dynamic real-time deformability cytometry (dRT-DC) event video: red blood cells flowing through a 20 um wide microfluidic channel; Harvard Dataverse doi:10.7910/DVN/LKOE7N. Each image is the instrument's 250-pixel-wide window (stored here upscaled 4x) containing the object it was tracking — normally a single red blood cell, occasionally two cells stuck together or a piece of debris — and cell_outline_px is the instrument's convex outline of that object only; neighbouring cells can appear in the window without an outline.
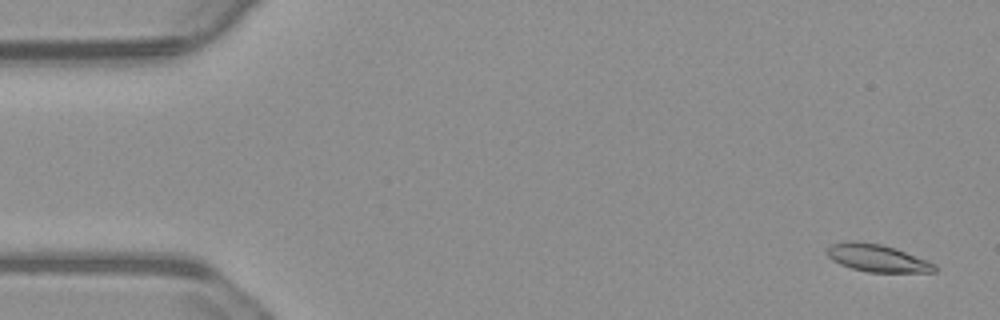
{"species": "common noctule bat (a hibernating species)", "species_latin": "Nyctalus noctula", "temperature_condition": "warm", "stored_images_in_passage": 55, "camera_frame_rate_fps": 3000, "um_per_image_px": 0.085, "animal": {"sex": "male", "body_mass_g": 23.1, "forearm_length_mm": 52.7}, "frame": {"image": 1, "passage_image": 2, "time_ms": 0.333, "image_size_px": [1000, 320], "cell_outline_px": [[936, 272], [868, 272], [852, 268], [840, 264], [832, 260], [824, 252], [832, 244], [848, 240], [856, 240], [880, 244], [896, 248], [936, 264]], "centroid_in_image_um": [74.54, 21.92], "position_along_channel_um": 10.5, "area_um2": 17.28}}
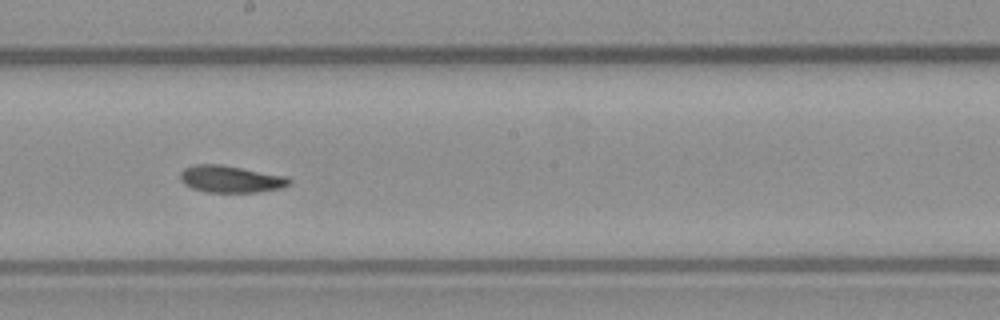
{"frame": {"image": 2, "passage_image": 30, "time_ms": 9.667, "image_size_px": [1000, 320], "cell_outline_px": [[292, 180], [288, 184], [280, 188], [256, 192], [204, 192], [192, 188], [184, 184], [180, 180], [180, 172], [184, 168], [192, 164], [220, 164], [288, 176]], "centroid_in_image_um": [19.57, 15.21], "position_along_channel_um": 228.6, "area_um2": 17.22}}
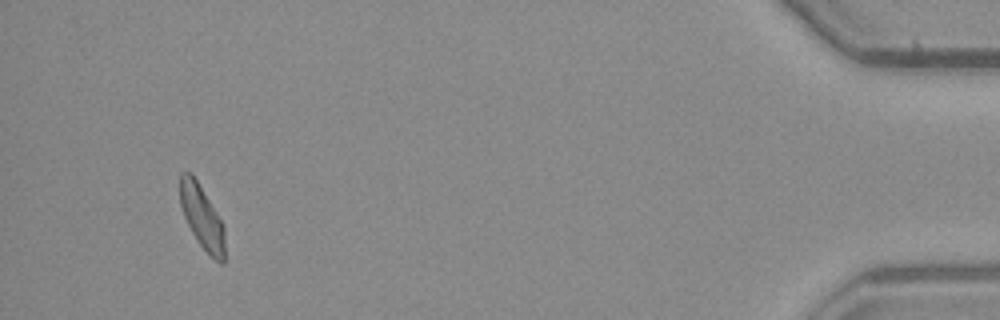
{"frame": {"image": 3, "passage_image": 52, "time_ms": 17.0, "image_size_px": [1000, 320], "cell_outline_px": [[224, 264], [220, 264], [200, 244], [192, 232], [184, 216], [180, 204], [180, 172], [192, 172], [224, 224]], "centroid_in_image_um": [17.16, 18.41], "position_along_channel_um": 418.0, "area_um2": 16.42}, "authors_computed_cell_mechanics": {"area_um2": 17.34, "velocity_mm_per_s": 3.6976, "shape_relaxation_time_tau1_ms": 7.1108, "shape_relaxation_time_tau2_ms": 4.7292, "deformation_change_tau1": 0.195, "deformation_change_tau2": 0.111}}